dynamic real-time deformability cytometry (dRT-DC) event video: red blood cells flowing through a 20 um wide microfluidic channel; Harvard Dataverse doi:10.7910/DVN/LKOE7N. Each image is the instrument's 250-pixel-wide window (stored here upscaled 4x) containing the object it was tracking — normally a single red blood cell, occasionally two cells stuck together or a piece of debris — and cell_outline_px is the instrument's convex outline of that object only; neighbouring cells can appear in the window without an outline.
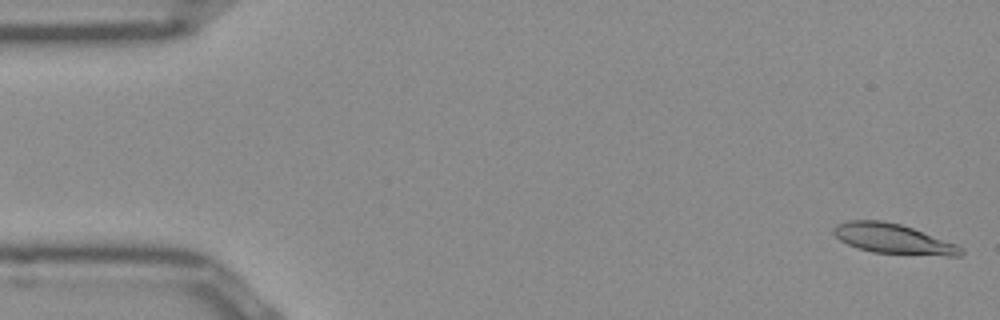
{"species": "Egyptian fruit bat (a non-hibernating species)", "species_latin": "Rousettus aegyptiacus", "temperature_condition": "room temperature", "stored_images_in_passage": 51, "camera_frame_rate_fps": 3000, "um_per_image_px": 0.085, "frame": {"image": 1, "passage_image": 1, "time_ms": 0.0, "image_size_px": [1000, 320], "cell_outline_px": [[964, 252], [960, 256], [948, 256], [872, 252], [848, 244], [840, 240], [832, 232], [832, 228], [836, 224], [848, 220], [880, 220], [900, 224], [912, 228], [956, 244]], "centroid_in_image_um": [75.88, 20.29], "position_along_channel_um": 9.1, "area_um2": 21.96}}
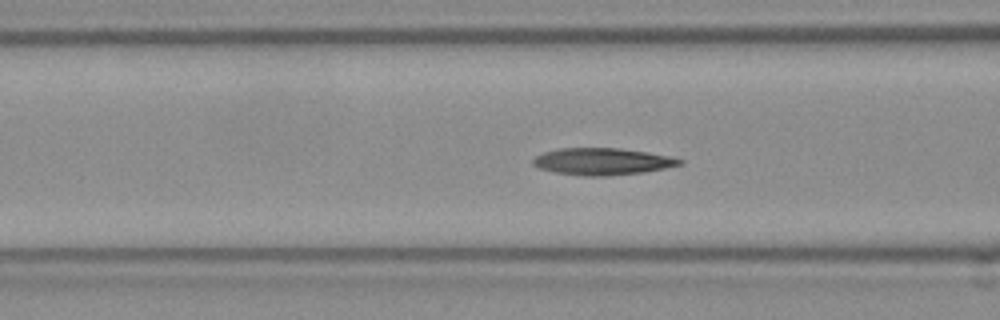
{"frame": {"image": 2, "passage_image": 19, "time_ms": 6.0, "image_size_px": [1000, 320], "cell_outline_px": [[684, 164], [644, 172], [608, 176], [580, 176], [556, 172], [536, 168], [532, 164], [532, 160], [536, 156], [544, 152], [560, 148], [616, 148], [648, 152], [668, 156], [684, 160]], "centroid_in_image_um": [51.18, 13.73], "position_along_channel_um": 115.4, "area_um2": 23.06}}
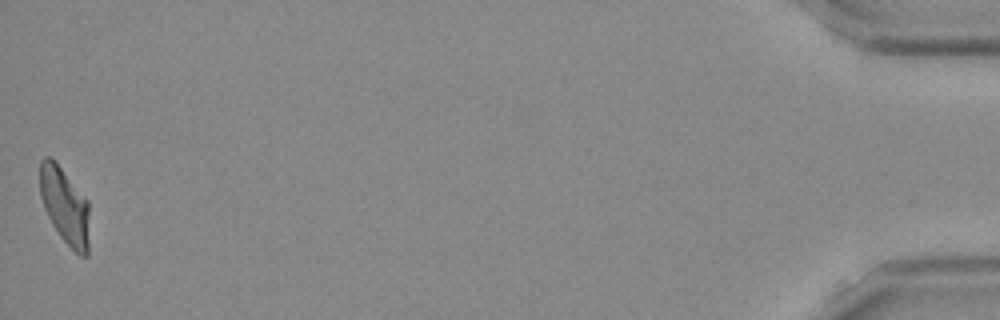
{"frame": {"image": 3, "passage_image": 51, "time_ms": 16.667, "image_size_px": [1000, 320], "cell_outline_px": [[88, 256], [80, 256], [60, 236], [52, 224], [44, 208], [40, 196], [40, 160], [44, 156], [48, 156], [60, 168], [88, 200]], "centroid_in_image_um": [5.5, 17.51], "position_along_channel_um": 429.7, "area_um2": 21.62}, "authors_computed_cell_mechanics": {"area_um2": 22.4842, "velocity_mm_per_s": 3.8957, "shape_relaxation_time_tau1_ms": 5.6956, "shape_relaxation_time_tau2_ms": 2.4021, "deformation_change_tau1": 0.1968, "deformation_change_tau2": 0.1099}}